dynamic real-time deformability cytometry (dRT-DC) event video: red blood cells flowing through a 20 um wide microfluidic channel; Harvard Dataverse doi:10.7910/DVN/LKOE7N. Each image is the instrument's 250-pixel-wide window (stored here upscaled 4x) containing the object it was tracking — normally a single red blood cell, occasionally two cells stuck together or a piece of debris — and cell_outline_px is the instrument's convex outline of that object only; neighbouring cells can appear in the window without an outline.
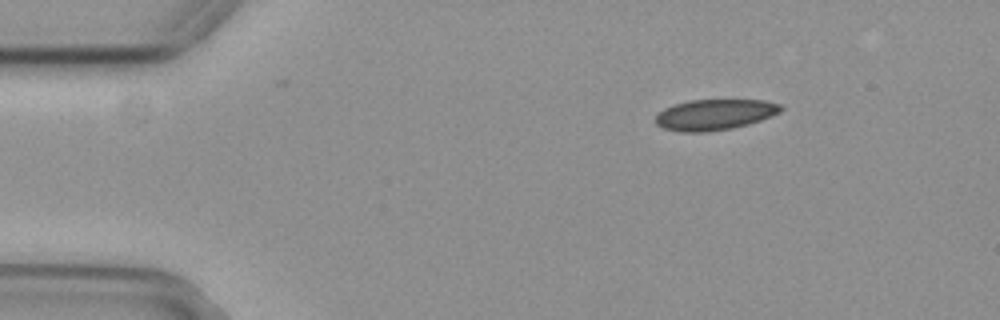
{"species": "common noctule bat (a hibernating species)", "species_latin": "Nyctalus noctula", "temperature_condition": "cold", "stored_images_in_passage": 48, "camera_frame_rate_fps": 3000, "um_per_image_px": 0.085, "animal": {"sex": "female", "body_mass_g": 29.2, "forearm_length_mm": 56.3}, "frame": {"image": 1, "passage_image": 1, "time_ms": 0.0, "image_size_px": [1000, 320], "cell_outline_px": [[784, 108], [780, 112], [760, 120], [748, 124], [732, 128], [708, 132], [680, 132], [664, 128], [656, 124], [656, 116], [664, 108], [688, 100], [764, 100], [784, 104]], "centroid_in_image_um": [60.78, 9.74], "position_along_channel_um": 24.2, "area_um2": 22.48}}
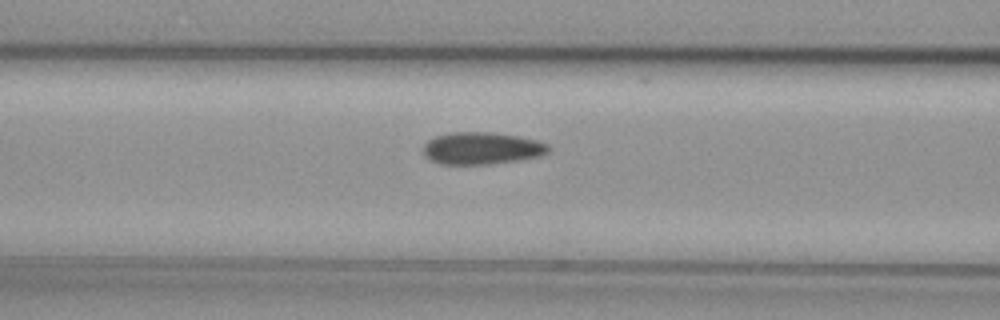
{"frame": {"image": 2, "passage_image": 15, "time_ms": 4.667, "image_size_px": [1000, 320], "cell_outline_px": [[552, 148], [548, 152], [540, 156], [520, 160], [484, 164], [440, 164], [424, 156], [424, 144], [428, 140], [436, 136], [448, 132], [492, 132], [516, 136], [536, 140], [548, 144]], "centroid_in_image_um": [40.95, 12.6], "position_along_channel_um": 125.6, "area_um2": 23.47}}
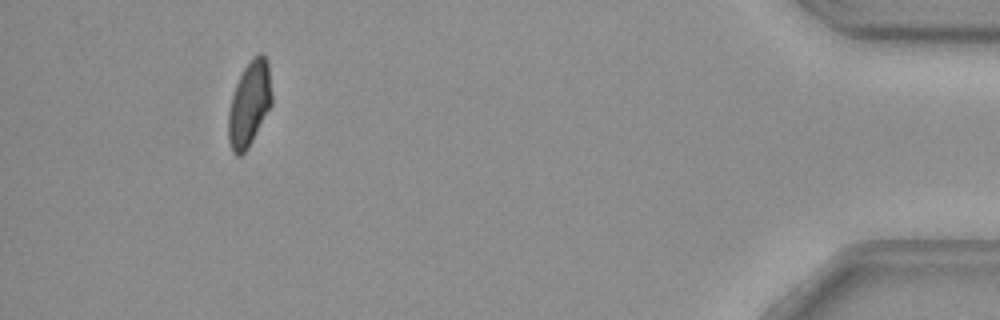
{"frame": {"image": 3, "passage_image": 44, "time_ms": 14.333, "image_size_px": [1000, 320], "cell_outline_px": [[272, 104], [248, 148], [240, 156], [236, 156], [232, 152], [228, 140], [228, 112], [232, 96], [236, 84], [244, 68], [252, 56], [260, 52], [268, 60], [272, 92]], "centroid_in_image_um": [21.2, 8.82], "position_along_channel_um": 414.0, "area_um2": 21.68}}